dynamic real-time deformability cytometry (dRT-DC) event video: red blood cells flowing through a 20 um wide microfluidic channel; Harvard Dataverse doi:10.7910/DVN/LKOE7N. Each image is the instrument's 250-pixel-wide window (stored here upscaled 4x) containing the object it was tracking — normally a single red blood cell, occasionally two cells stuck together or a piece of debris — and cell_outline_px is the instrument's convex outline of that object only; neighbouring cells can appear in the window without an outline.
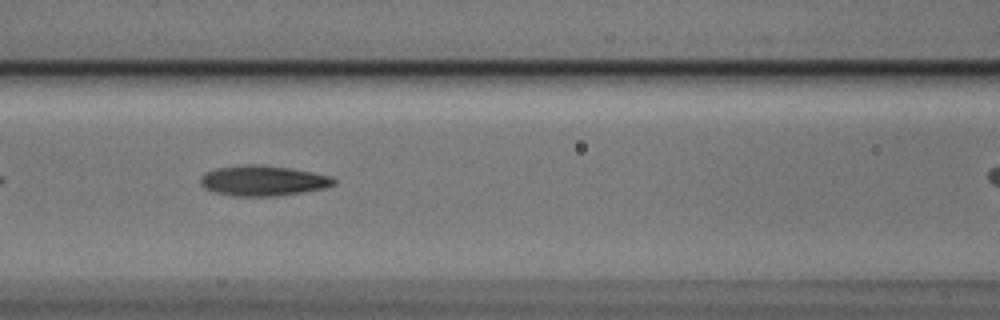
{"species": "Egyptian fruit bat (a non-hibernating species)", "species_latin": "Rousettus aegyptiacus", "temperature_condition": "cold", "stored_images_in_passage": 10, "camera_frame_rate_fps": 3000, "um_per_image_px": 0.085, "animal": {"sex": "male"}, "frame": {"image": 1, "passage_image": 6, "time_ms": 1.667, "image_size_px": [1000, 320], "cell_outline_px": [[336, 184], [324, 188], [276, 196], [232, 196], [216, 192], [204, 188], [200, 184], [200, 176], [204, 172], [216, 168], [244, 164], [260, 164], [288, 168], [312, 172], [332, 176], [336, 180]], "centroid_in_image_um": [22.32, 15.35], "position_along_channel_um": 144.3, "area_um2": 23.64}}
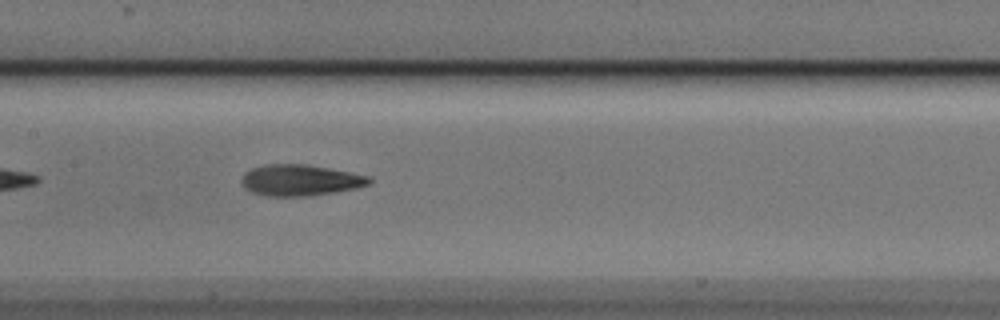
{"frame": {"image": 2, "passage_image": 7, "time_ms": 2.0, "image_size_px": [1000, 320], "cell_outline_px": [[372, 184], [356, 188], [308, 196], [268, 196], [252, 192], [244, 188], [240, 180], [244, 172], [252, 168], [268, 164], [308, 164], [368, 176], [372, 180]], "centroid_in_image_um": [25.49, 15.31], "position_along_channel_um": 181.9, "area_um2": 23.12}}
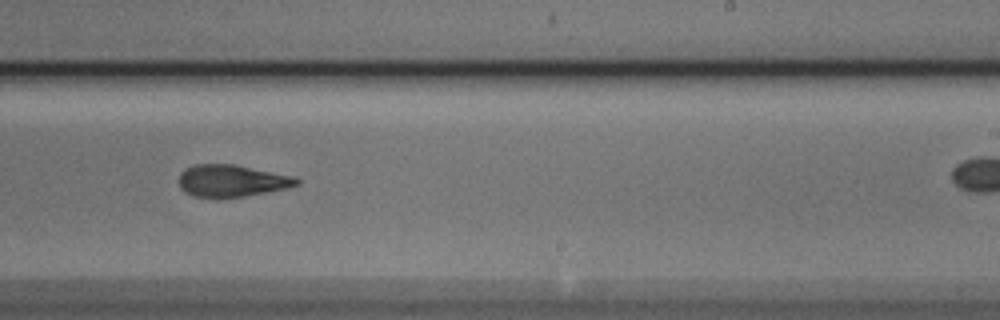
{"frame": {"image": 3, "passage_image": 9, "time_ms": 2.667, "image_size_px": [1000, 320], "cell_outline_px": [[300, 184], [288, 188], [244, 196], [192, 196], [184, 192], [180, 188], [180, 172], [184, 168], [196, 164], [232, 164], [292, 176], [300, 180]], "centroid_in_image_um": [19.68, 15.35], "position_along_channel_um": 269.3, "area_um2": 21.56}}